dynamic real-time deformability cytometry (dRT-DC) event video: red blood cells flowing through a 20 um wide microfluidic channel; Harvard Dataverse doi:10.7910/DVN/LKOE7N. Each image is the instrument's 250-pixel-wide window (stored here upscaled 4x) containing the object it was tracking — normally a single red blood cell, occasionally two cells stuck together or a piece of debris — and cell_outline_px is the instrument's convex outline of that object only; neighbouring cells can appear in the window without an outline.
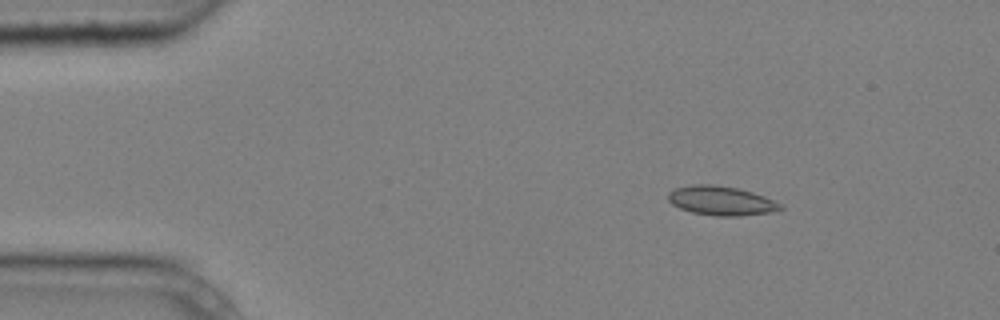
{"species": "common noctule bat (a hibernating species)", "species_latin": "Nyctalus noctula", "temperature_condition": "cold", "stored_images_in_passage": 5, "camera_frame_rate_fps": 3000, "um_per_image_px": 0.085, "animal": {"sex": "male", "body_mass_g": 20.4}, "frame": {"image": 1, "passage_image": 2, "time_ms": 0.333, "image_size_px": [1000, 320], "cell_outline_px": [[784, 208], [768, 212], [740, 216], [716, 216], [692, 212], [680, 208], [672, 204], [668, 200], [668, 192], [672, 188], [692, 184], [712, 184], [736, 188], [752, 192], [764, 196], [780, 204]], "centroid_in_image_um": [61.23, 17.05], "position_along_channel_um": 23.8, "area_um2": 19.02}}